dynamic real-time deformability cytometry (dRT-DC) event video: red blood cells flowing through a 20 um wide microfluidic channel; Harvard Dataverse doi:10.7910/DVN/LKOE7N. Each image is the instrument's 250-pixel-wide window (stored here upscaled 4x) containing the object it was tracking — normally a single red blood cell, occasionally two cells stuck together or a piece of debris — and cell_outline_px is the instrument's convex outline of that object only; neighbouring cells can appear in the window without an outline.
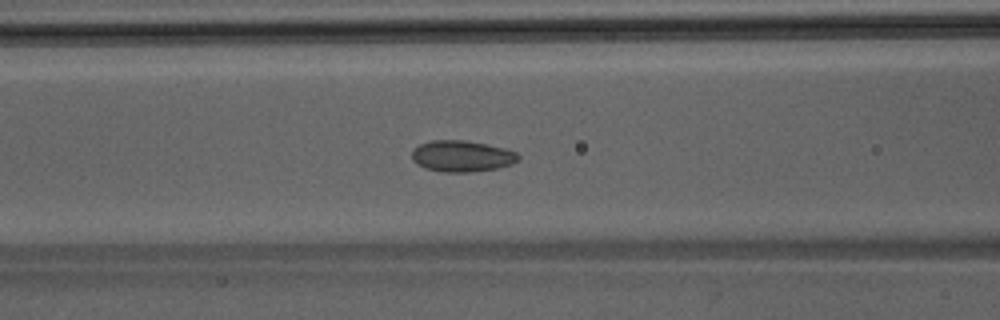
{"species": "Egyptian fruit bat (a non-hibernating species)", "species_latin": "Rousettus aegyptiacus", "temperature_condition": "room temperature", "stored_images_in_passage": 50, "segment_of_instrument_passage": [1, 2], "camera_frame_rate_fps": 3000, "um_per_image_px": 0.085, "animal": {"sex": "male"}, "frame": {"image": 1, "passage_image": 21, "time_ms": 6.667, "image_size_px": [1000, 320], "cell_outline_px": [[520, 156], [512, 164], [496, 168], [468, 172], [444, 172], [428, 168], [416, 164], [412, 160], [412, 148], [420, 144], [432, 140], [464, 140], [488, 144], [504, 148], [516, 152]], "centroid_in_image_um": [39.23, 13.26], "position_along_channel_um": 127.4, "area_um2": 19.31}}
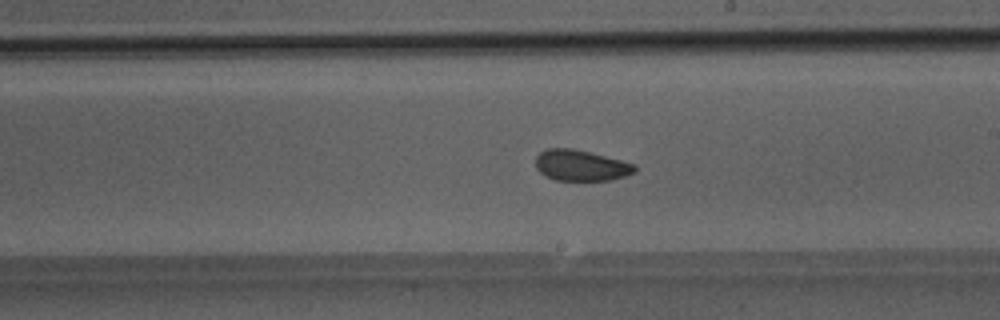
{"frame": {"image": 2, "passage_image": 29, "time_ms": 9.333, "image_size_px": [1000, 320], "cell_outline_px": [[636, 172], [612, 180], [556, 180], [544, 176], [536, 168], [536, 156], [540, 152], [548, 148], [572, 148], [636, 164]], "centroid_in_image_um": [49.36, 14.07], "position_along_channel_um": 239.6, "area_um2": 17.8}}
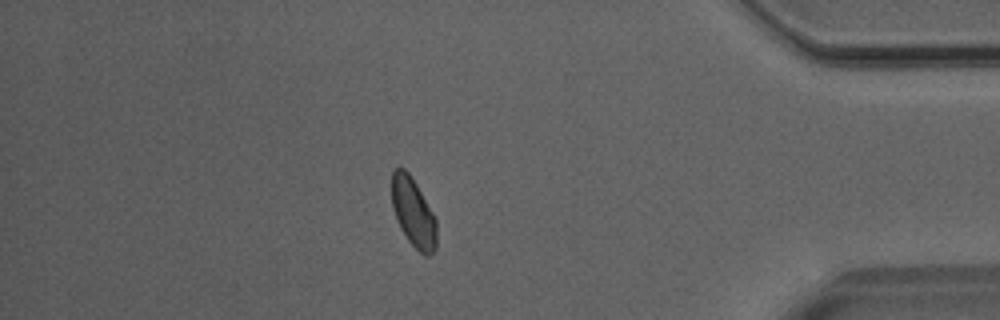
{"frame": {"image": 3, "passage_image": 43, "time_ms": 14.0, "image_size_px": [1000, 320], "cell_outline_px": [[436, 248], [428, 256], [424, 256], [408, 240], [400, 228], [396, 220], [392, 208], [392, 172], [396, 168], [404, 168], [408, 172], [416, 184], [432, 212], [436, 220]], "centroid_in_image_um": [35.11, 18.07], "position_along_channel_um": 400.1, "area_um2": 17.86}}